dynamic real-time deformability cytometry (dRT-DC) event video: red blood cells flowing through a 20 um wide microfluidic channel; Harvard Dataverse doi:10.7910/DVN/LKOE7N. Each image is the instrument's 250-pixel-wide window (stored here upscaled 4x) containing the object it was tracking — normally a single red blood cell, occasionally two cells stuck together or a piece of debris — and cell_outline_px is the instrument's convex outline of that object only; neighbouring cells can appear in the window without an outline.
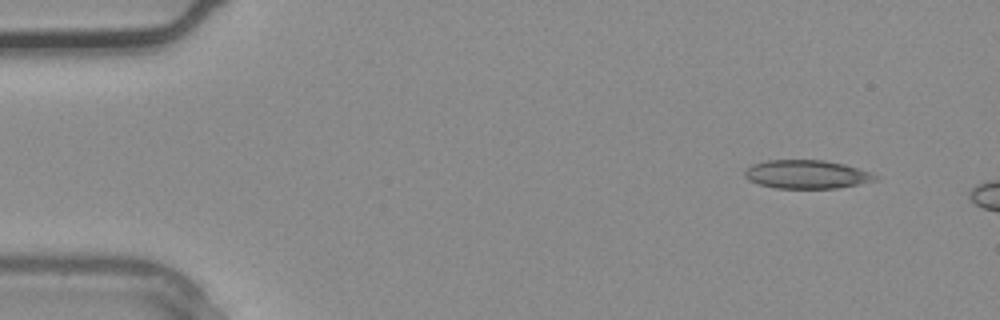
{"species": "common noctule bat (a hibernating species)", "species_latin": "Nyctalus noctula", "temperature_condition": "warm", "stored_images_in_passage": 4, "segment_of_instrument_passage": [2, 2], "camera_frame_rate_fps": 3000, "um_per_image_px": 0.085, "animal": {"sex": "male", "body_mass_g": 20.4}, "frame": {"image": 1, "passage_image": 4, "time_ms": 1.0, "image_size_px": [1000, 320], "cell_outline_px": [[880, 180], [836, 188], [776, 188], [760, 184], [748, 180], [744, 176], [744, 168], [752, 164], [764, 160], [824, 160], [844, 164], [880, 176]], "centroid_in_image_um": [68.54, 14.81], "position_along_channel_um": 16.5, "area_um2": 21.79}}